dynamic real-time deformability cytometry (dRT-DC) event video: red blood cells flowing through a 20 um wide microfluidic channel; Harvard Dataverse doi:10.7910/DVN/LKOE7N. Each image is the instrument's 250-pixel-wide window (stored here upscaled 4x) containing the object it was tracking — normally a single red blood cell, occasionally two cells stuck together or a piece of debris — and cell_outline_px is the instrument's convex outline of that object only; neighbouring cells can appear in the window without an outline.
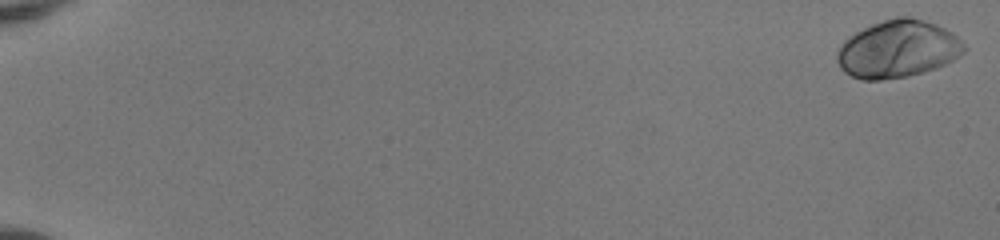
{"species": "human", "species_latin": "Homo sapiens", "temperature_condition": "room temperature", "stored_images_in_passage": 53, "camera_frame_rate_fps": 3000, "um_per_image_px": 0.085, "donor": {"sex": "female"}, "frame": {"image": 1, "passage_image": 1, "time_ms": 0.0, "image_size_px": [1000, 240], "cell_outline_px": [[968, 48], [964, 52], [952, 60], [936, 68], [908, 76], [880, 80], [860, 80], [844, 72], [840, 68], [836, 60], [836, 52], [844, 40], [848, 36], [872, 24], [896, 16], [912, 16], [936, 24], [952, 32]], "centroid_in_image_um": [76.29, 4.17], "position_along_channel_um": 8.7, "area_um2": 42.66}}
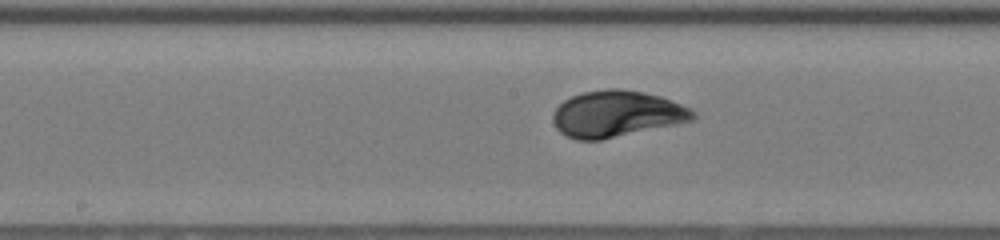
{"frame": {"image": 2, "passage_image": 30, "time_ms": 9.667, "image_size_px": [1000, 240], "cell_outline_px": [[696, 116], [692, 120], [676, 124], [600, 140], [576, 140], [560, 132], [556, 128], [552, 120], [552, 116], [556, 108], [564, 100], [572, 96], [584, 92], [604, 88], [620, 88], [644, 92], [660, 96], [680, 104], [696, 112]], "centroid_in_image_um": [52.39, 9.67], "position_along_channel_um": 195.8, "area_um2": 37.69}}
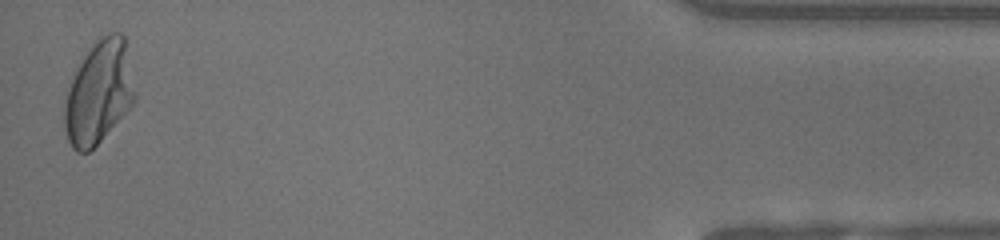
{"frame": {"image": 3, "passage_image": 52, "time_ms": 17.0, "image_size_px": [1000, 240], "cell_outline_px": [[136, 100], [100, 140], [88, 152], [76, 152], [72, 148], [68, 140], [64, 128], [64, 108], [68, 88], [92, 40], [108, 32], [120, 32], [124, 36], [136, 92]], "centroid_in_image_um": [8.4, 7.82], "position_along_channel_um": 426.8, "area_um2": 42.02}, "authors_computed_cell_mechanics": {"area_um2": 37.7434, "velocity_mm_per_s": 4.0879, "shape_relaxation_time_tau1_ms": 2.8043, "shape_relaxation_time_tau2_ms": null, "deformation_change_tau1": 0.1702, "deformation_change_tau2": null}}